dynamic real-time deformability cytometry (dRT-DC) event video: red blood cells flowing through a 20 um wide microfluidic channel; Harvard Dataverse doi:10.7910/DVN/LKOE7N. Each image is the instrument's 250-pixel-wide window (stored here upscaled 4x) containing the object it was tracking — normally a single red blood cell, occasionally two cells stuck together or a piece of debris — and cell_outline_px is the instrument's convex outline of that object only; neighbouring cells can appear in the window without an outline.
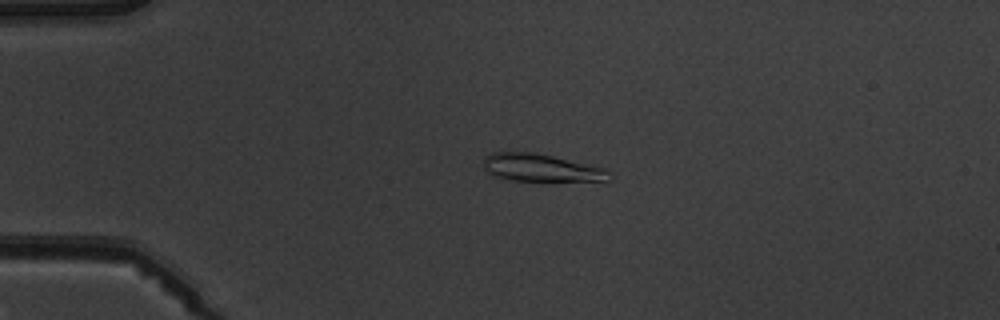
{"species": "common noctule bat (a hibernating species)", "species_latin": "Nyctalus noctula", "temperature_condition": "warm", "stored_images_in_passage": 4, "camera_frame_rate_fps": 3000, "um_per_image_px": 0.085, "animal": {"sex": "male", "body_mass_g": 19.5, "forearm_length_mm": 54.6}, "frame": {"image": 1, "passage_image": 3, "time_ms": 2.333, "image_size_px": [1000, 320], "cell_outline_px": [[612, 180], [544, 184], [540, 184], [512, 180], [496, 176], [488, 172], [484, 168], [484, 156], [492, 152], [532, 152], [552, 156], [608, 168], [612, 176]], "centroid_in_image_um": [46.1, 14.33], "position_along_channel_um": 38.9, "area_um2": 21.5}}